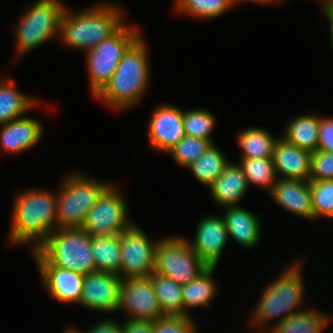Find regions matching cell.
Segmentation results:
<instances>
[{
    "instance_id": "obj_24",
    "label": "cell",
    "mask_w": 333,
    "mask_h": 333,
    "mask_svg": "<svg viewBox=\"0 0 333 333\" xmlns=\"http://www.w3.org/2000/svg\"><path fill=\"white\" fill-rule=\"evenodd\" d=\"M286 126L285 133L281 137L288 143L311 153L318 150L319 115L313 113L297 116Z\"/></svg>"
},
{
    "instance_id": "obj_22",
    "label": "cell",
    "mask_w": 333,
    "mask_h": 333,
    "mask_svg": "<svg viewBox=\"0 0 333 333\" xmlns=\"http://www.w3.org/2000/svg\"><path fill=\"white\" fill-rule=\"evenodd\" d=\"M39 100L19 92L12 79L0 81V125L26 116L38 106Z\"/></svg>"
},
{
    "instance_id": "obj_18",
    "label": "cell",
    "mask_w": 333,
    "mask_h": 333,
    "mask_svg": "<svg viewBox=\"0 0 333 333\" xmlns=\"http://www.w3.org/2000/svg\"><path fill=\"white\" fill-rule=\"evenodd\" d=\"M311 154L280 137L273 153L277 177L310 181Z\"/></svg>"
},
{
    "instance_id": "obj_25",
    "label": "cell",
    "mask_w": 333,
    "mask_h": 333,
    "mask_svg": "<svg viewBox=\"0 0 333 333\" xmlns=\"http://www.w3.org/2000/svg\"><path fill=\"white\" fill-rule=\"evenodd\" d=\"M331 317L316 309H303L276 323L267 333H322Z\"/></svg>"
},
{
    "instance_id": "obj_12",
    "label": "cell",
    "mask_w": 333,
    "mask_h": 333,
    "mask_svg": "<svg viewBox=\"0 0 333 333\" xmlns=\"http://www.w3.org/2000/svg\"><path fill=\"white\" fill-rule=\"evenodd\" d=\"M125 310L127 319L155 321L166 316L157 300L150 276L123 279L118 311Z\"/></svg>"
},
{
    "instance_id": "obj_32",
    "label": "cell",
    "mask_w": 333,
    "mask_h": 333,
    "mask_svg": "<svg viewBox=\"0 0 333 333\" xmlns=\"http://www.w3.org/2000/svg\"><path fill=\"white\" fill-rule=\"evenodd\" d=\"M216 119L207 109L183 110V126L186 136L195 137L210 141L214 144L211 137L215 129Z\"/></svg>"
},
{
    "instance_id": "obj_4",
    "label": "cell",
    "mask_w": 333,
    "mask_h": 333,
    "mask_svg": "<svg viewBox=\"0 0 333 333\" xmlns=\"http://www.w3.org/2000/svg\"><path fill=\"white\" fill-rule=\"evenodd\" d=\"M298 262L289 265V268H285L275 281H271L257 301L250 325L257 329L262 327L260 333L268 331L263 328V324L265 325L267 321L279 317L278 323L303 310L298 308L303 303L305 294L302 264L300 260Z\"/></svg>"
},
{
    "instance_id": "obj_29",
    "label": "cell",
    "mask_w": 333,
    "mask_h": 333,
    "mask_svg": "<svg viewBox=\"0 0 333 333\" xmlns=\"http://www.w3.org/2000/svg\"><path fill=\"white\" fill-rule=\"evenodd\" d=\"M155 295L165 315H183L182 285L153 272L150 275Z\"/></svg>"
},
{
    "instance_id": "obj_10",
    "label": "cell",
    "mask_w": 333,
    "mask_h": 333,
    "mask_svg": "<svg viewBox=\"0 0 333 333\" xmlns=\"http://www.w3.org/2000/svg\"><path fill=\"white\" fill-rule=\"evenodd\" d=\"M111 184L86 215L81 228L91 237L119 235L134 223L129 219L127 199Z\"/></svg>"
},
{
    "instance_id": "obj_1",
    "label": "cell",
    "mask_w": 333,
    "mask_h": 333,
    "mask_svg": "<svg viewBox=\"0 0 333 333\" xmlns=\"http://www.w3.org/2000/svg\"><path fill=\"white\" fill-rule=\"evenodd\" d=\"M16 196L8 241L14 246L28 244L35 250L56 230L57 194L32 189Z\"/></svg>"
},
{
    "instance_id": "obj_27",
    "label": "cell",
    "mask_w": 333,
    "mask_h": 333,
    "mask_svg": "<svg viewBox=\"0 0 333 333\" xmlns=\"http://www.w3.org/2000/svg\"><path fill=\"white\" fill-rule=\"evenodd\" d=\"M279 138L260 127H250L238 133L237 142L241 148V159L273 157Z\"/></svg>"
},
{
    "instance_id": "obj_36",
    "label": "cell",
    "mask_w": 333,
    "mask_h": 333,
    "mask_svg": "<svg viewBox=\"0 0 333 333\" xmlns=\"http://www.w3.org/2000/svg\"><path fill=\"white\" fill-rule=\"evenodd\" d=\"M310 180H333V153L317 150L311 154Z\"/></svg>"
},
{
    "instance_id": "obj_14",
    "label": "cell",
    "mask_w": 333,
    "mask_h": 333,
    "mask_svg": "<svg viewBox=\"0 0 333 333\" xmlns=\"http://www.w3.org/2000/svg\"><path fill=\"white\" fill-rule=\"evenodd\" d=\"M40 280L53 299L79 304L85 275L48 263L36 250H31Z\"/></svg>"
},
{
    "instance_id": "obj_34",
    "label": "cell",
    "mask_w": 333,
    "mask_h": 333,
    "mask_svg": "<svg viewBox=\"0 0 333 333\" xmlns=\"http://www.w3.org/2000/svg\"><path fill=\"white\" fill-rule=\"evenodd\" d=\"M211 144L210 141L185 135L168 154L178 166L186 168L200 158Z\"/></svg>"
},
{
    "instance_id": "obj_20",
    "label": "cell",
    "mask_w": 333,
    "mask_h": 333,
    "mask_svg": "<svg viewBox=\"0 0 333 333\" xmlns=\"http://www.w3.org/2000/svg\"><path fill=\"white\" fill-rule=\"evenodd\" d=\"M222 215L229 238H233L246 249H252L260 240L261 236V219L254 213L234 205L224 208Z\"/></svg>"
},
{
    "instance_id": "obj_42",
    "label": "cell",
    "mask_w": 333,
    "mask_h": 333,
    "mask_svg": "<svg viewBox=\"0 0 333 333\" xmlns=\"http://www.w3.org/2000/svg\"><path fill=\"white\" fill-rule=\"evenodd\" d=\"M64 333H83V331L81 332L80 330L74 327H70L69 329L67 328V330L65 329Z\"/></svg>"
},
{
    "instance_id": "obj_19",
    "label": "cell",
    "mask_w": 333,
    "mask_h": 333,
    "mask_svg": "<svg viewBox=\"0 0 333 333\" xmlns=\"http://www.w3.org/2000/svg\"><path fill=\"white\" fill-rule=\"evenodd\" d=\"M1 125L0 146L7 153H22L31 149L43 136L41 122L28 116Z\"/></svg>"
},
{
    "instance_id": "obj_13",
    "label": "cell",
    "mask_w": 333,
    "mask_h": 333,
    "mask_svg": "<svg viewBox=\"0 0 333 333\" xmlns=\"http://www.w3.org/2000/svg\"><path fill=\"white\" fill-rule=\"evenodd\" d=\"M122 277L102 271L84 277L80 306L97 312L113 313L119 308Z\"/></svg>"
},
{
    "instance_id": "obj_8",
    "label": "cell",
    "mask_w": 333,
    "mask_h": 333,
    "mask_svg": "<svg viewBox=\"0 0 333 333\" xmlns=\"http://www.w3.org/2000/svg\"><path fill=\"white\" fill-rule=\"evenodd\" d=\"M138 26L124 23L112 36L86 51V64L92 95L96 96L110 81L118 63L142 36Z\"/></svg>"
},
{
    "instance_id": "obj_2",
    "label": "cell",
    "mask_w": 333,
    "mask_h": 333,
    "mask_svg": "<svg viewBox=\"0 0 333 333\" xmlns=\"http://www.w3.org/2000/svg\"><path fill=\"white\" fill-rule=\"evenodd\" d=\"M141 36L124 54L105 87L95 96L113 110H125L143 99L150 81L148 49Z\"/></svg>"
},
{
    "instance_id": "obj_33",
    "label": "cell",
    "mask_w": 333,
    "mask_h": 333,
    "mask_svg": "<svg viewBox=\"0 0 333 333\" xmlns=\"http://www.w3.org/2000/svg\"><path fill=\"white\" fill-rule=\"evenodd\" d=\"M314 219H333V180H310Z\"/></svg>"
},
{
    "instance_id": "obj_11",
    "label": "cell",
    "mask_w": 333,
    "mask_h": 333,
    "mask_svg": "<svg viewBox=\"0 0 333 333\" xmlns=\"http://www.w3.org/2000/svg\"><path fill=\"white\" fill-rule=\"evenodd\" d=\"M158 241L151 240L135 223L120 233L121 277H148L154 272Z\"/></svg>"
},
{
    "instance_id": "obj_43",
    "label": "cell",
    "mask_w": 333,
    "mask_h": 333,
    "mask_svg": "<svg viewBox=\"0 0 333 333\" xmlns=\"http://www.w3.org/2000/svg\"><path fill=\"white\" fill-rule=\"evenodd\" d=\"M321 1V6L326 5V4H333V0H320Z\"/></svg>"
},
{
    "instance_id": "obj_31",
    "label": "cell",
    "mask_w": 333,
    "mask_h": 333,
    "mask_svg": "<svg viewBox=\"0 0 333 333\" xmlns=\"http://www.w3.org/2000/svg\"><path fill=\"white\" fill-rule=\"evenodd\" d=\"M175 9L197 19H215L233 6L230 0H175Z\"/></svg>"
},
{
    "instance_id": "obj_7",
    "label": "cell",
    "mask_w": 333,
    "mask_h": 333,
    "mask_svg": "<svg viewBox=\"0 0 333 333\" xmlns=\"http://www.w3.org/2000/svg\"><path fill=\"white\" fill-rule=\"evenodd\" d=\"M66 7L62 0H37L26 9L14 27L17 57L59 37Z\"/></svg>"
},
{
    "instance_id": "obj_15",
    "label": "cell",
    "mask_w": 333,
    "mask_h": 333,
    "mask_svg": "<svg viewBox=\"0 0 333 333\" xmlns=\"http://www.w3.org/2000/svg\"><path fill=\"white\" fill-rule=\"evenodd\" d=\"M184 136L183 110L164 103L157 105L148 126L150 146L167 154Z\"/></svg>"
},
{
    "instance_id": "obj_38",
    "label": "cell",
    "mask_w": 333,
    "mask_h": 333,
    "mask_svg": "<svg viewBox=\"0 0 333 333\" xmlns=\"http://www.w3.org/2000/svg\"><path fill=\"white\" fill-rule=\"evenodd\" d=\"M122 325V333H153V321L127 319Z\"/></svg>"
},
{
    "instance_id": "obj_17",
    "label": "cell",
    "mask_w": 333,
    "mask_h": 333,
    "mask_svg": "<svg viewBox=\"0 0 333 333\" xmlns=\"http://www.w3.org/2000/svg\"><path fill=\"white\" fill-rule=\"evenodd\" d=\"M269 194L273 201L288 212L314 220L309 181L278 178Z\"/></svg>"
},
{
    "instance_id": "obj_35",
    "label": "cell",
    "mask_w": 333,
    "mask_h": 333,
    "mask_svg": "<svg viewBox=\"0 0 333 333\" xmlns=\"http://www.w3.org/2000/svg\"><path fill=\"white\" fill-rule=\"evenodd\" d=\"M153 333H198L191 315H166L153 321Z\"/></svg>"
},
{
    "instance_id": "obj_26",
    "label": "cell",
    "mask_w": 333,
    "mask_h": 333,
    "mask_svg": "<svg viewBox=\"0 0 333 333\" xmlns=\"http://www.w3.org/2000/svg\"><path fill=\"white\" fill-rule=\"evenodd\" d=\"M92 249L96 271L112 273L121 277L120 234L92 236Z\"/></svg>"
},
{
    "instance_id": "obj_6",
    "label": "cell",
    "mask_w": 333,
    "mask_h": 333,
    "mask_svg": "<svg viewBox=\"0 0 333 333\" xmlns=\"http://www.w3.org/2000/svg\"><path fill=\"white\" fill-rule=\"evenodd\" d=\"M110 185L77 172L64 177L57 193L56 229L81 228L90 209Z\"/></svg>"
},
{
    "instance_id": "obj_30",
    "label": "cell",
    "mask_w": 333,
    "mask_h": 333,
    "mask_svg": "<svg viewBox=\"0 0 333 333\" xmlns=\"http://www.w3.org/2000/svg\"><path fill=\"white\" fill-rule=\"evenodd\" d=\"M238 163L247 178L249 186L256 185L269 192L271 191L278 179L273 157L241 159Z\"/></svg>"
},
{
    "instance_id": "obj_16",
    "label": "cell",
    "mask_w": 333,
    "mask_h": 333,
    "mask_svg": "<svg viewBox=\"0 0 333 333\" xmlns=\"http://www.w3.org/2000/svg\"><path fill=\"white\" fill-rule=\"evenodd\" d=\"M229 239L222 216H204L198 222L193 240H188L194 252L208 267H217Z\"/></svg>"
},
{
    "instance_id": "obj_28",
    "label": "cell",
    "mask_w": 333,
    "mask_h": 333,
    "mask_svg": "<svg viewBox=\"0 0 333 333\" xmlns=\"http://www.w3.org/2000/svg\"><path fill=\"white\" fill-rule=\"evenodd\" d=\"M229 162L222 150L214 143L187 168L198 182L209 187L222 174Z\"/></svg>"
},
{
    "instance_id": "obj_3",
    "label": "cell",
    "mask_w": 333,
    "mask_h": 333,
    "mask_svg": "<svg viewBox=\"0 0 333 333\" xmlns=\"http://www.w3.org/2000/svg\"><path fill=\"white\" fill-rule=\"evenodd\" d=\"M119 4L96 3L83 11L66 7L60 26L59 39L74 49L89 50L112 36L125 21Z\"/></svg>"
},
{
    "instance_id": "obj_40",
    "label": "cell",
    "mask_w": 333,
    "mask_h": 333,
    "mask_svg": "<svg viewBox=\"0 0 333 333\" xmlns=\"http://www.w3.org/2000/svg\"><path fill=\"white\" fill-rule=\"evenodd\" d=\"M323 11V15L326 16L328 19V22L330 23V40H331V45L333 48V4H326L323 6H320Z\"/></svg>"
},
{
    "instance_id": "obj_37",
    "label": "cell",
    "mask_w": 333,
    "mask_h": 333,
    "mask_svg": "<svg viewBox=\"0 0 333 333\" xmlns=\"http://www.w3.org/2000/svg\"><path fill=\"white\" fill-rule=\"evenodd\" d=\"M318 150L333 153V117L319 116Z\"/></svg>"
},
{
    "instance_id": "obj_39",
    "label": "cell",
    "mask_w": 333,
    "mask_h": 333,
    "mask_svg": "<svg viewBox=\"0 0 333 333\" xmlns=\"http://www.w3.org/2000/svg\"><path fill=\"white\" fill-rule=\"evenodd\" d=\"M85 333H122L121 323H117L109 318L104 319L101 322L95 323Z\"/></svg>"
},
{
    "instance_id": "obj_23",
    "label": "cell",
    "mask_w": 333,
    "mask_h": 333,
    "mask_svg": "<svg viewBox=\"0 0 333 333\" xmlns=\"http://www.w3.org/2000/svg\"><path fill=\"white\" fill-rule=\"evenodd\" d=\"M217 267H208L188 284L182 285L183 315H190V308L207 307L217 294L213 275ZM188 310V311H187Z\"/></svg>"
},
{
    "instance_id": "obj_9",
    "label": "cell",
    "mask_w": 333,
    "mask_h": 333,
    "mask_svg": "<svg viewBox=\"0 0 333 333\" xmlns=\"http://www.w3.org/2000/svg\"><path fill=\"white\" fill-rule=\"evenodd\" d=\"M207 268L192 249L188 239L176 235L160 239L156 249L155 273L185 285Z\"/></svg>"
},
{
    "instance_id": "obj_41",
    "label": "cell",
    "mask_w": 333,
    "mask_h": 333,
    "mask_svg": "<svg viewBox=\"0 0 333 333\" xmlns=\"http://www.w3.org/2000/svg\"><path fill=\"white\" fill-rule=\"evenodd\" d=\"M232 5L234 6L235 4H237L238 2H254V3H258V4H271V3H277L280 2V0H230Z\"/></svg>"
},
{
    "instance_id": "obj_21",
    "label": "cell",
    "mask_w": 333,
    "mask_h": 333,
    "mask_svg": "<svg viewBox=\"0 0 333 333\" xmlns=\"http://www.w3.org/2000/svg\"><path fill=\"white\" fill-rule=\"evenodd\" d=\"M249 184L238 162H229L222 174L208 187L215 204L227 207L238 205Z\"/></svg>"
},
{
    "instance_id": "obj_5",
    "label": "cell",
    "mask_w": 333,
    "mask_h": 333,
    "mask_svg": "<svg viewBox=\"0 0 333 333\" xmlns=\"http://www.w3.org/2000/svg\"><path fill=\"white\" fill-rule=\"evenodd\" d=\"M35 250L53 266L83 275L96 271L92 237L82 228L56 229Z\"/></svg>"
}]
</instances>
